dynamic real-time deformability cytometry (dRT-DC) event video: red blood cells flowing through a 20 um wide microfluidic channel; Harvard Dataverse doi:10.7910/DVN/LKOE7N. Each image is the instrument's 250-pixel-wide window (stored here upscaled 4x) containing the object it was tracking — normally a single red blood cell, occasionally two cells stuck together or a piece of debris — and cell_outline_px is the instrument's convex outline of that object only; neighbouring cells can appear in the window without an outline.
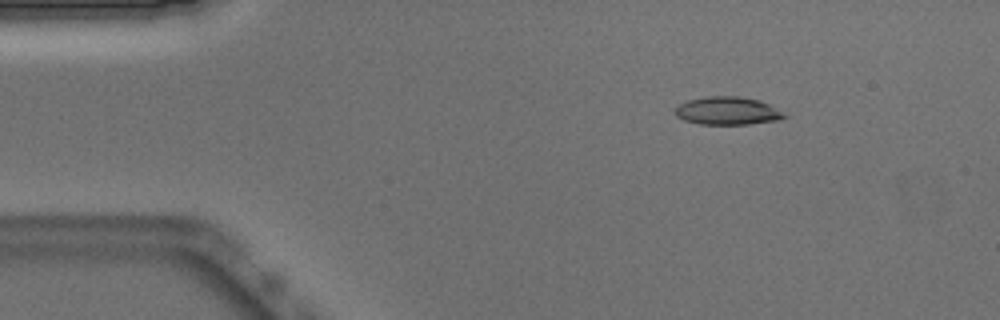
{"species": "Egyptian fruit bat (a non-hibernating species)", "species_latin": "Rousettus aegyptiacus", "temperature_condition": "warm", "stored_images_in_passage": 45, "camera_frame_rate_fps": 3000, "um_per_image_px": 0.085, "animal": {"sex": "male"}, "frame": {"image": 1, "passage_image": 1, "time_ms": 0.0, "image_size_px": [1000, 320], "cell_outline_px": [[788, 116], [780, 120], [748, 124], [700, 124], [684, 120], [676, 116], [672, 112], [680, 104], [688, 100], [708, 96], [740, 96], [760, 100], [768, 104]], "centroid_in_image_um": [61.82, 9.42], "position_along_channel_um": 23.2, "area_um2": 17.8}}
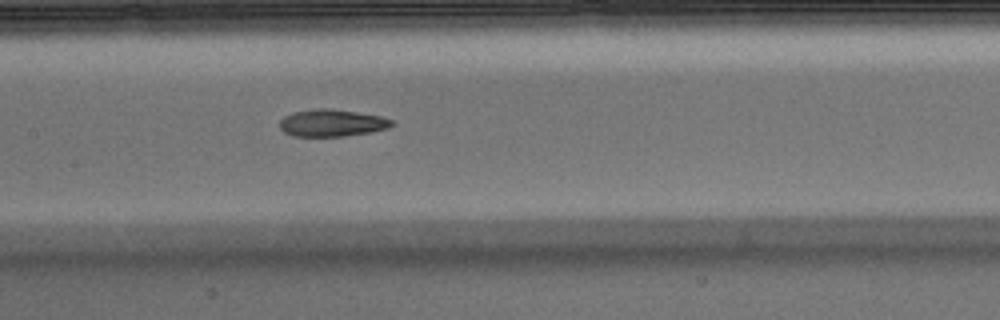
{"frame": {"image": 2, "passage_image": 18, "time_ms": 5.667, "image_size_px": [1000, 320], "cell_outline_px": [[396, 124], [388, 128], [372, 132], [344, 136], [292, 136], [284, 132], [280, 128], [280, 120], [284, 116], [292, 112], [316, 108], [328, 108], [356, 112], [380, 116], [392, 120]], "centroid_in_image_um": [28.21, 10.45], "position_along_channel_um": 179.2, "area_um2": 17.8}}
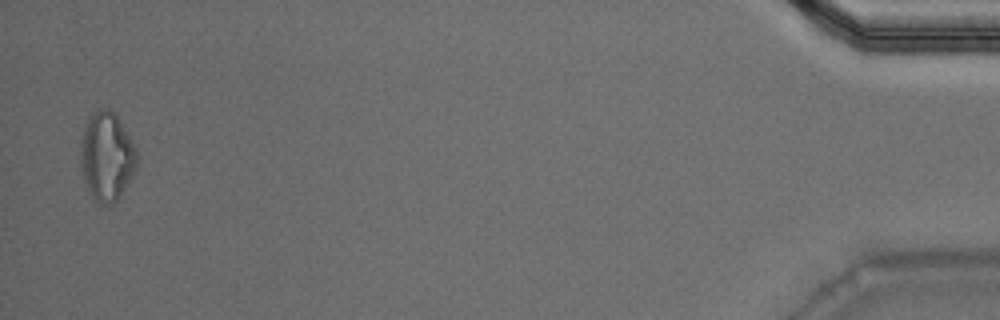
{"frame": {"image": 3, "passage_image": 44, "time_ms": 14.333, "image_size_px": [1000, 320], "cell_outline_px": [[136, 168], [120, 196], [112, 204], [100, 204], [92, 196], [84, 180], [80, 168], [80, 140], [84, 124], [88, 116], [96, 108], [108, 108], [116, 116], [132, 140], [136, 148]], "centroid_in_image_um": [9.03, 13.26], "position_along_channel_um": 426.2, "area_um2": 29.19}, "authors_computed_cell_mechanics": {"area_um2": 18.496, "velocity_mm_per_s": 3.917, "shape_relaxation_time_tau1_ms": null, "shape_relaxation_time_tau2_ms": 3.5738, "deformation_change_tau1": null, "deformation_change_tau2": 0.127}}